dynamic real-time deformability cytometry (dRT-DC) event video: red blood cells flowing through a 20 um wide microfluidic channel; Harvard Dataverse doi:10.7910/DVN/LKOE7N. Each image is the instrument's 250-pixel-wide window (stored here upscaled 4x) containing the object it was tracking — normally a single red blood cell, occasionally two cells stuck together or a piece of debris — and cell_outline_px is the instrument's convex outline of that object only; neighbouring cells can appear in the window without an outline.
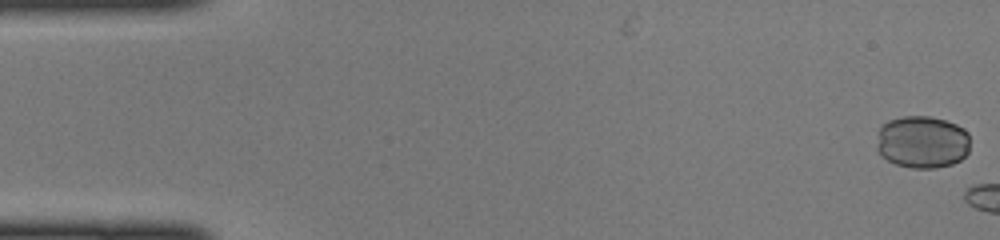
{"species": "common noctule bat (a hibernating species)", "species_latin": "Nyctalus noctula", "temperature_condition": "cold", "stored_images_in_passage": 8, "camera_frame_rate_fps": 3000, "um_per_image_px": 0.085, "animal": {"sex": "female", "body_mass_g": 22.0, "forearm_length_mm": 56.7}, "frame": {"image": 1, "passage_image": 1, "time_ms": 0.0, "image_size_px": [1000, 240], "cell_outline_px": [[968, 152], [960, 160], [952, 164], [936, 168], [912, 168], [896, 164], [880, 156], [876, 148], [876, 144], [880, 128], [888, 120], [904, 116], [928, 116], [944, 120], [956, 124], [964, 128], [968, 132]], "centroid_in_image_um": [78.38, 12.07], "position_along_channel_um": 6.6, "area_um2": 28.67}}